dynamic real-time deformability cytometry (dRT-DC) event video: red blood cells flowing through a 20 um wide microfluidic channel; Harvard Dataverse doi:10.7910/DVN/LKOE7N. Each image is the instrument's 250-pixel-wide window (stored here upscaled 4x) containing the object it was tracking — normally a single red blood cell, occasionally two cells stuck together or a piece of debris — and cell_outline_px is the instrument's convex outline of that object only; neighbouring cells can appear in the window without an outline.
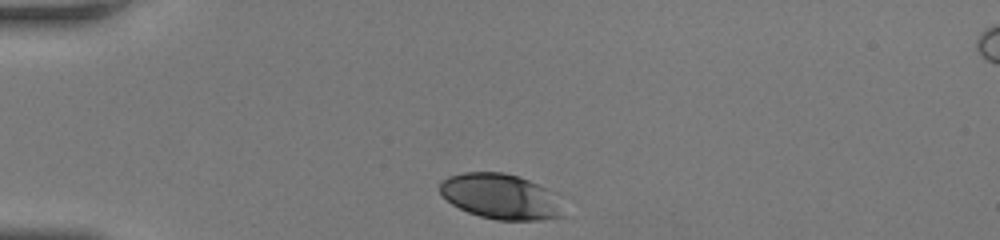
{"species": "human", "species_latin": "Homo sapiens", "temperature_condition": "room temperature", "stored_images_in_passage": 31, "camera_frame_rate_fps": 3000, "um_per_image_px": 0.085, "donor": {"sex": "female"}, "frame": {"image": 1, "passage_image": 1, "time_ms": 0.0, "image_size_px": [1000, 240], "cell_outline_px": [[564, 216], [540, 220], [496, 220], [480, 216], [468, 212], [452, 204], [440, 192], [440, 184], [448, 176], [464, 172], [504, 172], [528, 180], [544, 188]], "centroid_in_image_um": [42.43, 16.7], "position_along_channel_um": 42.6, "area_um2": 31.5}}
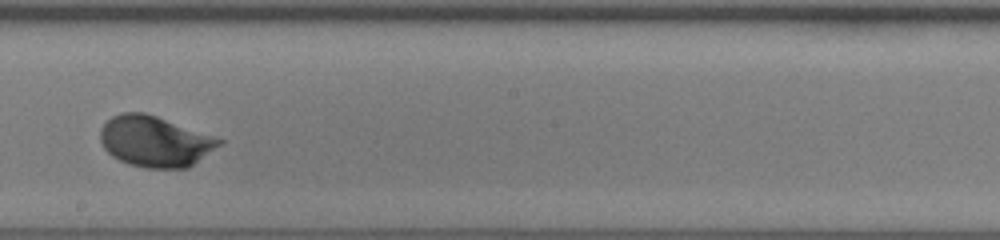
{"frame": {"image": 2, "passage_image": 18, "time_ms": 5.667, "image_size_px": [1000, 240], "cell_outline_px": [[224, 140], [220, 144], [188, 168], [148, 168], [128, 164], [112, 156], [104, 148], [100, 140], [100, 128], [112, 116], [120, 112], [144, 112], [156, 116]], "centroid_in_image_um": [13.12, 12.01], "position_along_channel_um": 235.1, "area_um2": 34.8}}
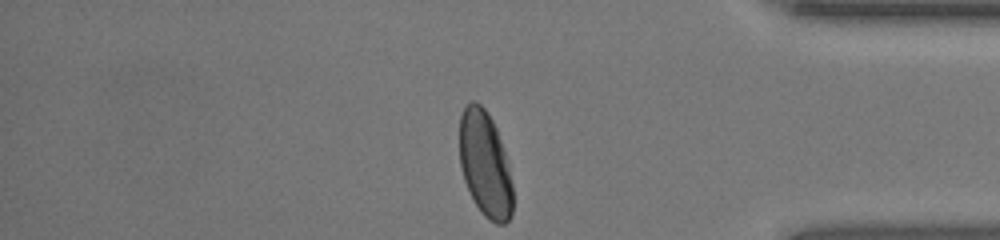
{"frame": {"image": 3, "passage_image": 31, "time_ms": 10.0, "image_size_px": [1000, 240], "cell_outline_px": [[512, 216], [504, 224], [496, 224], [488, 220], [480, 212], [464, 180], [460, 164], [460, 116], [464, 104], [472, 100], [476, 100], [484, 108], [492, 120], [496, 128], [504, 152], [512, 184]], "centroid_in_image_um": [41.21, 13.95], "position_along_channel_um": 394.0, "area_um2": 32.66}, "authors_computed_cell_mechanics": {"area_um2": 33.1194, "velocity_mm_per_s": 4.1149, "shape_relaxation_time_tau1_ms": 2.4881, "shape_relaxation_time_tau2_ms": null, "deformation_change_tau1": 0.1464, "deformation_change_tau2": null}}